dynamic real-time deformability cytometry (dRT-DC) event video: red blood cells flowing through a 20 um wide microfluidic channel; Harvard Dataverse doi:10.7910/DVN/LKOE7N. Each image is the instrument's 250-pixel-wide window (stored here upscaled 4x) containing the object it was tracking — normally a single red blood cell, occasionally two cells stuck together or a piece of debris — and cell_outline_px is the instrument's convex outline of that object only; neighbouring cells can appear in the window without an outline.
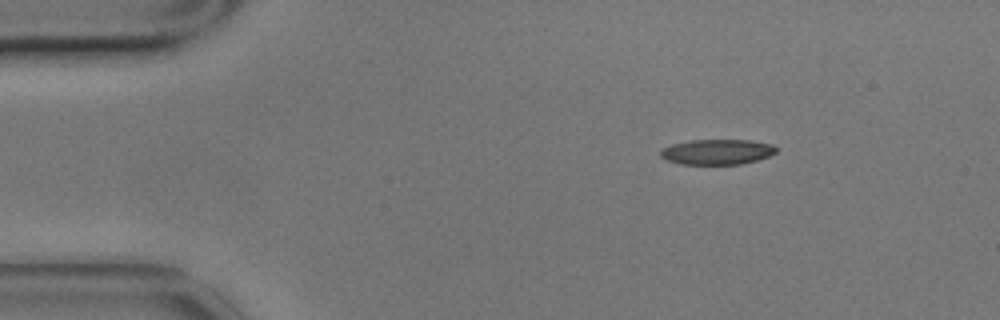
{"species": "common noctule bat (a hibernating species)", "species_latin": "Nyctalus noctula", "temperature_condition": "cold", "stored_images_in_passage": 5, "camera_frame_rate_fps": 3000, "um_per_image_px": 0.085, "animal": {"sex": "male", "body_mass_g": 17.9}, "frame": {"image": 1, "passage_image": 5, "time_ms": 1.333, "image_size_px": [1000, 320], "cell_outline_px": [[776, 152], [768, 156], [756, 160], [740, 164], [680, 164], [668, 160], [660, 156], [660, 148], [672, 144], [692, 140], [752, 140], [772, 144], [776, 148]], "centroid_in_image_um": [60.93, 12.9], "position_along_channel_um": 24.1, "area_um2": 16.99}}